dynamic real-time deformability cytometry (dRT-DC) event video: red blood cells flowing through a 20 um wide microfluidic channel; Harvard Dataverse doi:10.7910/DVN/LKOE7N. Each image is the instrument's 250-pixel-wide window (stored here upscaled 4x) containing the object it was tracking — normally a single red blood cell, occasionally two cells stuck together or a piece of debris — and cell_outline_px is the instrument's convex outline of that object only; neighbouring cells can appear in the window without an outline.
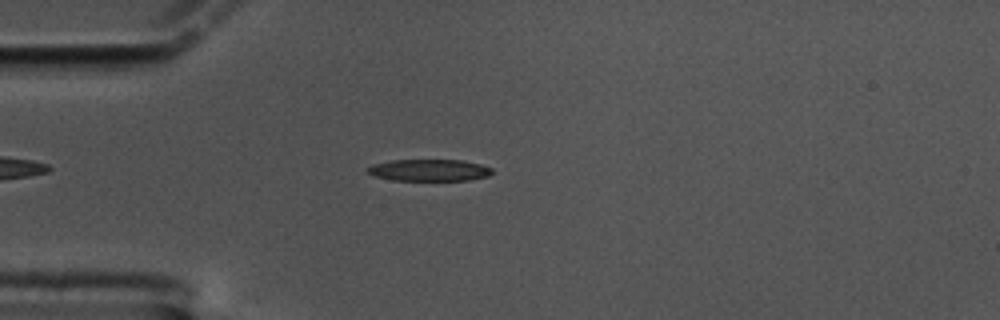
{"species": "common noctule bat (a hibernating species)", "species_latin": "Nyctalus noctula", "temperature_condition": "cold", "stored_images_in_passage": 53, "camera_frame_rate_fps": 3000, "um_per_image_px": 0.085, "animal": {"sex": "male", "body_mass_g": 17.5, "forearm_length_mm": 52.3}, "frame": {"image": 1, "passage_image": 9, "time_ms": 2.667, "image_size_px": [1000, 320], "cell_outline_px": [[492, 172], [488, 176], [468, 180], [392, 180], [376, 176], [368, 172], [364, 168], [372, 164], [392, 160], [460, 160], [480, 164], [492, 168]], "centroid_in_image_um": [36.45, 14.46], "position_along_channel_um": 48.5, "area_um2": 15.72}}
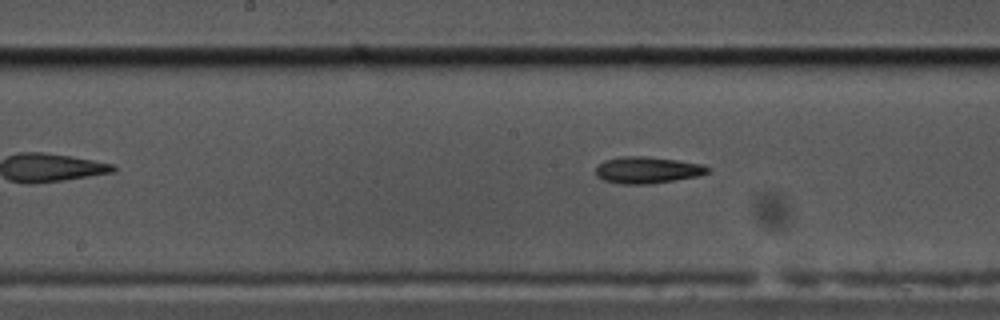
{"frame": {"image": 2, "passage_image": 23, "time_ms": 7.333, "image_size_px": [1000, 320], "cell_outline_px": [[712, 168], [708, 172], [696, 176], [652, 184], [624, 184], [604, 180], [596, 176], [596, 168], [604, 160], [624, 156], [648, 156], [704, 164]], "centroid_in_image_um": [55.04, 14.45], "position_along_channel_um": 193.2, "area_um2": 17.34}}
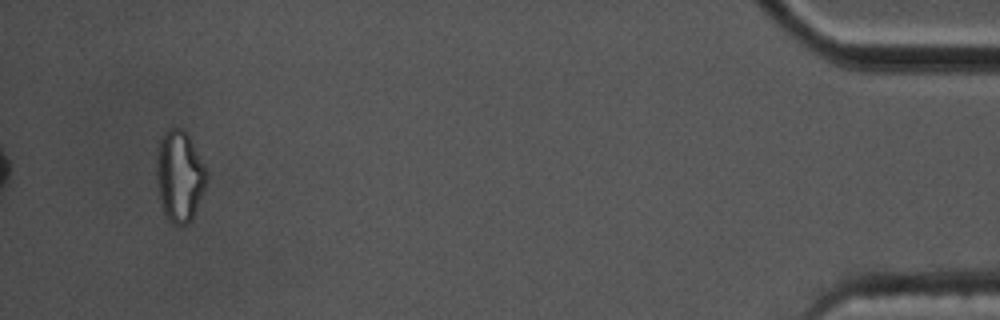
{"frame": {"image": 3, "passage_image": 50, "time_ms": 16.333, "image_size_px": [1000, 320], "cell_outline_px": [[208, 176], [204, 192], [192, 216], [184, 224], [172, 224], [164, 216], [160, 204], [156, 184], [156, 148], [160, 136], [172, 124], [184, 128], [204, 164], [208, 172]], "centroid_in_image_um": [15.22, 14.9], "position_along_channel_um": 420.0, "area_um2": 27.28}, "authors_computed_cell_mechanics": {"area_um2": 16.9354, "velocity_mm_per_s": 3.3688, "shape_relaxation_time_tau1_ms": 5.0579, "shape_relaxation_time_tau2_ms": 3.9695, "deformation_change_tau1": 0.2021, "deformation_change_tau2": 0.1591}}